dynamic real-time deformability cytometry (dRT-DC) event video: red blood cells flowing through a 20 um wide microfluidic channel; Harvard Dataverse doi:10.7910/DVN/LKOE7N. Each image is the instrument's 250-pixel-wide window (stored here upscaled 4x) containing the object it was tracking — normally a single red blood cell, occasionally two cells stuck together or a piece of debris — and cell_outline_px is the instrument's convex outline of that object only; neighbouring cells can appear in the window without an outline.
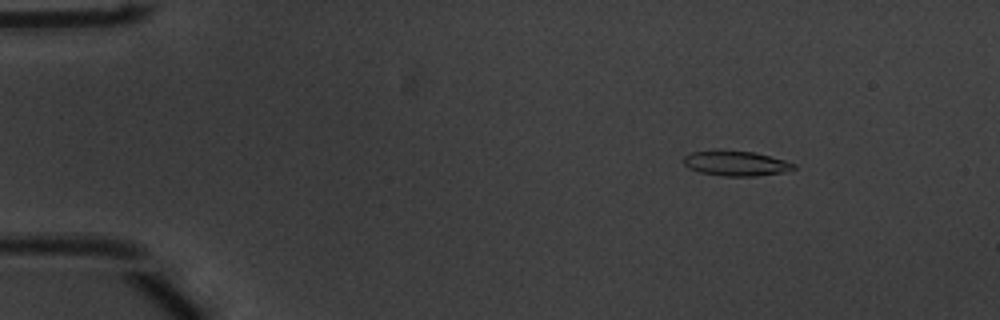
{"species": "common noctule bat (a hibernating species)", "species_latin": "Nyctalus noctula", "temperature_condition": "warm", "stored_images_in_passage": 49, "camera_frame_rate_fps": 3000, "um_per_image_px": 0.085, "animal": {"sex": "male", "body_mass_g": 20.1, "forearm_length_mm": 53.5}, "frame": {"image": 1, "passage_image": 4, "time_ms": 1.0, "image_size_px": [1000, 320], "cell_outline_px": [[796, 168], [788, 172], [756, 176], [724, 176], [700, 172], [688, 168], [684, 164], [684, 156], [692, 152], [756, 152], [784, 160], [796, 164]], "centroid_in_image_um": [62.63, 13.92], "position_along_channel_um": 22.4, "area_um2": 15.66}}
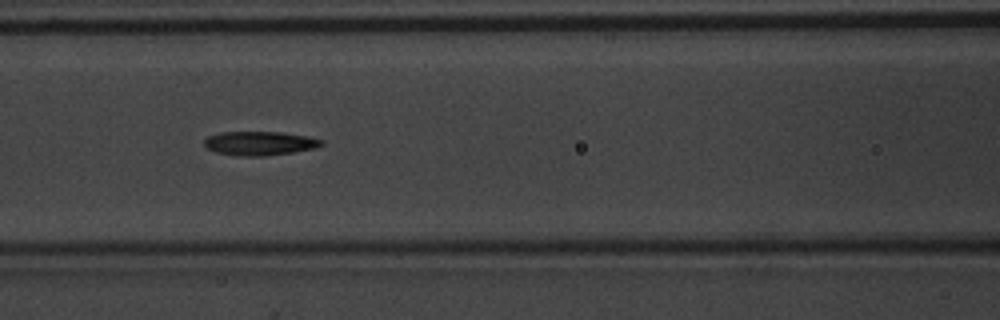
{"frame": {"image": 2, "passage_image": 20, "time_ms": 6.333, "image_size_px": [1000, 320], "cell_outline_px": [[324, 144], [316, 148], [292, 152], [264, 156], [236, 156], [216, 152], [208, 148], [204, 144], [204, 140], [208, 136], [220, 132], [280, 132], [308, 136], [324, 140]], "centroid_in_image_um": [22.09, 12.18], "position_along_channel_um": 144.5, "area_um2": 16.42}}
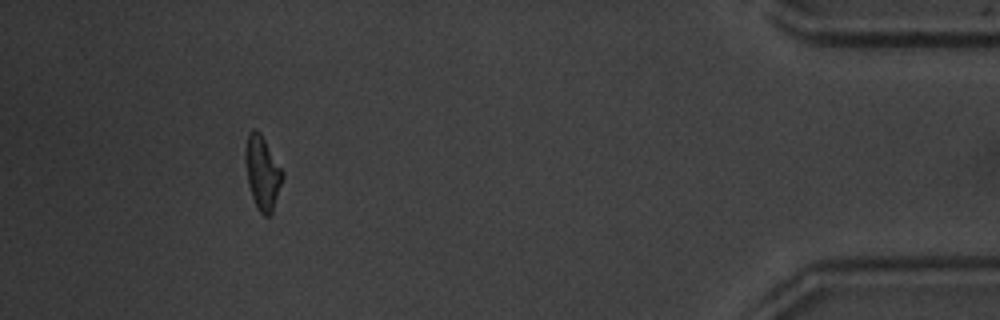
{"frame": {"image": 3, "passage_image": 45, "time_ms": 14.667, "image_size_px": [1000, 320], "cell_outline_px": [[284, 176], [272, 212], [268, 216], [264, 216], [260, 212], [252, 196], [248, 184], [244, 156], [244, 148], [248, 132], [252, 128], [256, 128], [260, 132], [284, 172]], "centroid_in_image_um": [22.29, 14.62], "position_along_channel_um": 412.9, "area_um2": 16.01}, "authors_computed_cell_mechanics": {"area_um2": 16.1262, "velocity_mm_per_s": 3.8982, "shape_relaxation_time_tau1_ms": 5.0268, "shape_relaxation_time_tau2_ms": 2.9631, "deformation_change_tau1": 0.2064, "deformation_change_tau2": 0.1206}}